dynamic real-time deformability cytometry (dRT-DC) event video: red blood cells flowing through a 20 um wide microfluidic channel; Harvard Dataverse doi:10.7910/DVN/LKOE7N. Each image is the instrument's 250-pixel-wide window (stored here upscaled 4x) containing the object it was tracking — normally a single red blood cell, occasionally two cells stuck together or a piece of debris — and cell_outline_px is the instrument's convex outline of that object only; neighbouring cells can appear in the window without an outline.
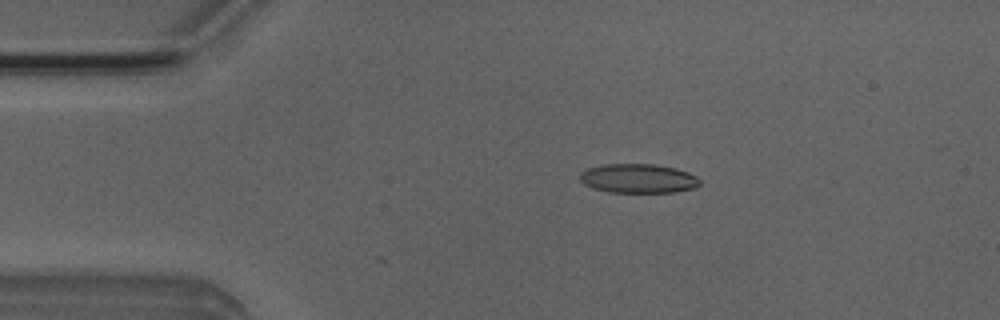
{"species": "Egyptian fruit bat (a non-hibernating species)", "species_latin": "Rousettus aegyptiacus", "temperature_condition": "room temperature", "stored_images_in_passage": 3, "camera_frame_rate_fps": 3000, "um_per_image_px": 0.085, "animal": {"sex": "male"}, "frame": {"image": 1, "passage_image": 2, "time_ms": 0.333, "image_size_px": [1000, 320], "cell_outline_px": [[700, 184], [696, 188], [676, 192], [608, 192], [592, 188], [584, 184], [580, 180], [580, 172], [588, 168], [604, 164], [652, 164], [676, 168], [688, 172], [696, 176], [700, 180]], "centroid_in_image_um": [54.26, 15.17], "position_along_channel_um": 30.7, "area_um2": 20.52}}